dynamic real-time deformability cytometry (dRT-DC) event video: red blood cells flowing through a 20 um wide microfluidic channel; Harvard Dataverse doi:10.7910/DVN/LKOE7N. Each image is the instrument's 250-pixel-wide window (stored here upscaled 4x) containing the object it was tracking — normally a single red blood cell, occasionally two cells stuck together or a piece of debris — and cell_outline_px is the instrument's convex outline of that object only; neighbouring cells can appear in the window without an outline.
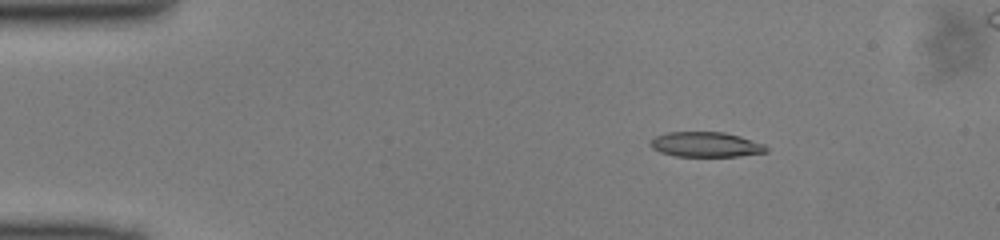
{"species": "common noctule bat (a hibernating species)", "species_latin": "Nyctalus noctula", "temperature_condition": "cold", "stored_images_in_passage": 50, "camera_frame_rate_fps": 3000, "um_per_image_px": 0.085, "animal": {"sex": "male", "body_mass_g": 13.0, "forearm_length_mm": 53.1}, "frame": {"image": 1, "passage_image": 8, "time_ms": 2.333, "image_size_px": [1000, 240], "cell_outline_px": [[768, 152], [740, 156], [676, 156], [660, 152], [652, 148], [648, 144], [656, 136], [668, 132], [724, 132], [740, 136], [764, 144], [768, 148]], "centroid_in_image_um": [60.01, 12.28], "position_along_channel_um": 25.0, "area_um2": 16.88}}
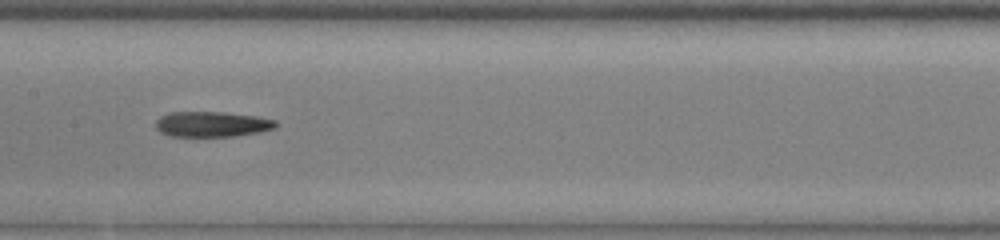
{"frame": {"image": 2, "passage_image": 25, "time_ms": 8.0, "image_size_px": [1000, 240], "cell_outline_px": [[280, 124], [276, 128], [260, 132], [236, 136], [168, 136], [160, 132], [156, 128], [156, 120], [160, 116], [172, 112], [224, 112], [256, 116], [276, 120]], "centroid_in_image_um": [18.05, 10.56], "position_along_channel_um": 189.3, "area_um2": 17.92}}
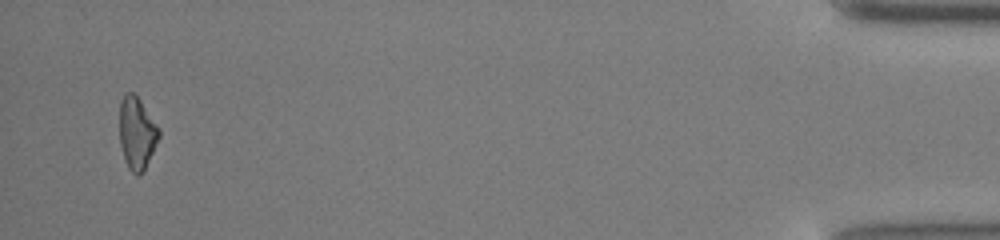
{"frame": {"image": 3, "passage_image": 48, "time_ms": 15.667, "image_size_px": [1000, 240], "cell_outline_px": [[160, 136], [144, 168], [136, 176], [128, 168], [120, 144], [120, 100], [124, 92], [132, 92], [140, 100], [160, 128]], "centroid_in_image_um": [11.63, 11.26], "position_along_channel_um": 423.6, "area_um2": 16.36}}